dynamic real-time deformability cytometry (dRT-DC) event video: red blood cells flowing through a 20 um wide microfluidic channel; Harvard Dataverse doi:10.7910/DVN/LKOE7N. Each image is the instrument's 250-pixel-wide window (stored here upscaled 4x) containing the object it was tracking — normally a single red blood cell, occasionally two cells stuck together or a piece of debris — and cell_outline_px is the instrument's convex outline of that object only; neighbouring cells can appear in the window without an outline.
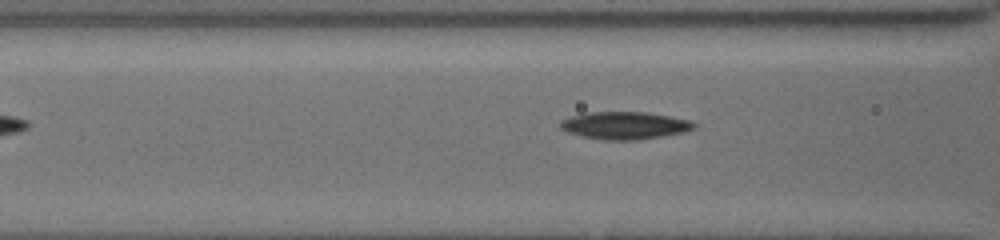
{"species": "common noctule bat (a hibernating species)", "species_latin": "Nyctalus noctula", "temperature_condition": "cold", "stored_images_in_passage": 7, "camera_frame_rate_fps": 3000, "um_per_image_px": 0.085, "animal": {"sex": "female", "body_mass_g": 19.5, "forearm_length_mm": 54.1}, "frame": {"image": 1, "passage_image": 5, "time_ms": 1.667, "image_size_px": [1000, 240], "cell_outline_px": [[696, 128], [684, 132], [664, 136], [640, 140], [604, 140], [584, 136], [568, 132], [560, 128], [560, 120], [572, 116], [588, 112], [648, 112], [692, 120], [696, 124]], "centroid_in_image_um": [53.15, 10.66], "position_along_channel_um": 113.4, "area_um2": 21.56}}